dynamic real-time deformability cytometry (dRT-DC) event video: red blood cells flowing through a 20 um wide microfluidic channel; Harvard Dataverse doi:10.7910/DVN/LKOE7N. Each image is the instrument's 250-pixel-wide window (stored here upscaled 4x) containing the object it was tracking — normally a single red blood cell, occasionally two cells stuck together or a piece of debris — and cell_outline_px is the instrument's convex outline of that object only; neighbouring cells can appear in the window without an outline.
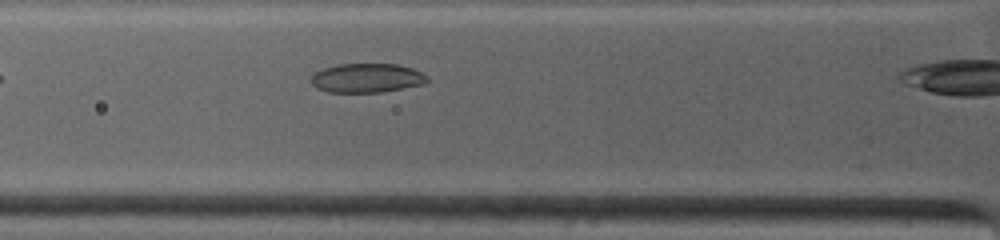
{"species": "common noctule bat (a hibernating species)", "species_latin": "Nyctalus noctula", "temperature_condition": "warm", "stored_images_in_passage": 24, "camera_frame_rate_fps": 4500, "um_per_image_px": 0.085, "animal": {"sex": "female", "body_mass_g": 19.0, "forearm_length_mm": 53.3}, "frame": {"image": 1, "passage_image": 5, "time_ms": 2.444, "image_size_px": [1000, 240], "cell_outline_px": [[428, 80], [424, 84], [380, 92], [328, 92], [316, 88], [308, 80], [312, 72], [336, 64], [396, 64], [412, 68], [428, 76]], "centroid_in_image_um": [31.11, 6.62], "position_along_channel_um": 94.7, "area_um2": 19.88}}
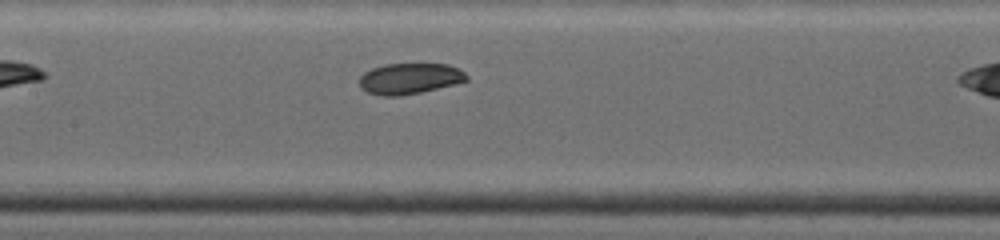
{"frame": {"image": 2, "passage_image": 9, "time_ms": 4.444, "image_size_px": [1000, 240], "cell_outline_px": [[468, 80], [456, 84], [420, 92], [400, 96], [380, 96], [368, 92], [360, 88], [360, 76], [364, 72], [372, 68], [384, 64], [448, 64], [460, 68], [468, 76]], "centroid_in_image_um": [34.83, 6.68], "position_along_channel_um": 172.6, "area_um2": 19.42}}
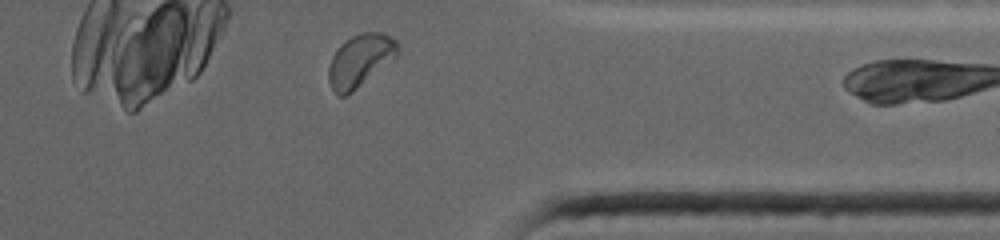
{"frame": {"image": 3, "passage_image": 22, "time_ms": 10.0, "image_size_px": [1000, 240], "cell_outline_px": [[400, 52], [392, 60], [352, 92], [344, 96], [336, 96], [328, 80], [328, 68], [332, 56], [340, 44], [352, 36], [360, 32], [384, 32], [396, 40]], "centroid_in_image_um": [30.6, 5.13], "position_along_channel_um": 380.8, "area_um2": 21.15}, "authors_computed_cell_mechanics": {"area_um2": 20.0855, "velocity_mm_per_s": 3.8923, "shape_relaxation_time_tau1_ms": 4.969, "shape_relaxation_time_tau2_ms": 3.8172, "deformation_change_tau1": 0.1105, "deformation_change_tau2": 0.0507}}